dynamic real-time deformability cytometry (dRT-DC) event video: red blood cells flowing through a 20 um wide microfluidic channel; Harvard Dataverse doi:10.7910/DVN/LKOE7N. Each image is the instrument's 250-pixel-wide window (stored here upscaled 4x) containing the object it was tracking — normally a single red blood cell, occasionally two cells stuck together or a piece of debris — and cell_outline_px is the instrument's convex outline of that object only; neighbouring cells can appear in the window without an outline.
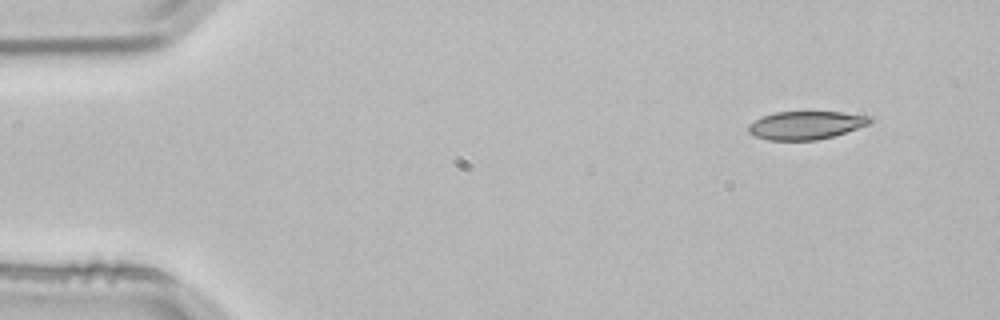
{"species": "common noctule bat (a hibernating species)", "species_latin": "Nyctalus noctula", "temperature_condition": "room temperature", "stored_images_in_passage": 3, "camera_frame_rate_fps": 3000, "um_per_image_px": 0.085, "animal": {"sex": "male", "body_mass_g": 21.5, "forearm_length_mm": 52.0}, "frame": {"image": 1, "passage_image": 1, "time_ms": 0.0, "image_size_px": [1000, 320], "cell_outline_px": [[872, 124], [832, 136], [816, 140], [768, 140], [756, 136], [748, 132], [748, 124], [764, 116], [776, 112], [840, 112], [872, 116]], "centroid_in_image_um": [68.54, 10.64], "position_along_channel_um": 16.5, "area_um2": 19.88}}
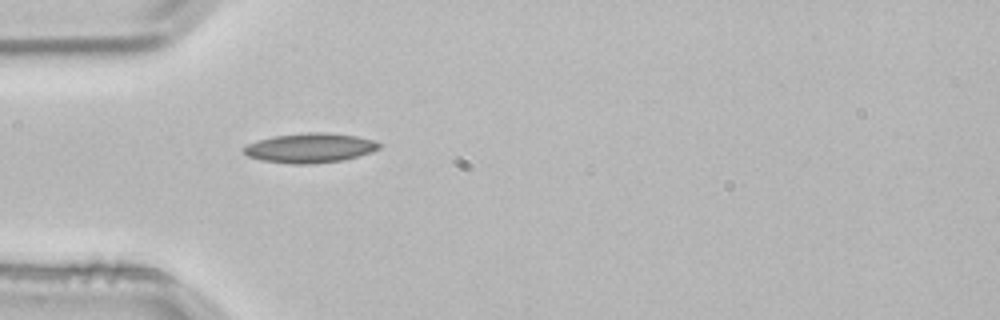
{"frame": {"image": 2, "passage_image": 3, "time_ms": 0.667, "image_size_px": [1000, 320], "cell_outline_px": [[380, 148], [372, 152], [344, 160], [308, 164], [288, 164], [260, 160], [248, 156], [240, 148], [248, 144], [272, 136], [308, 132], [328, 132], [356, 136], [372, 140], [380, 144]], "centroid_in_image_um": [26.33, 12.58], "position_along_channel_um": 58.7, "area_um2": 23.41}}